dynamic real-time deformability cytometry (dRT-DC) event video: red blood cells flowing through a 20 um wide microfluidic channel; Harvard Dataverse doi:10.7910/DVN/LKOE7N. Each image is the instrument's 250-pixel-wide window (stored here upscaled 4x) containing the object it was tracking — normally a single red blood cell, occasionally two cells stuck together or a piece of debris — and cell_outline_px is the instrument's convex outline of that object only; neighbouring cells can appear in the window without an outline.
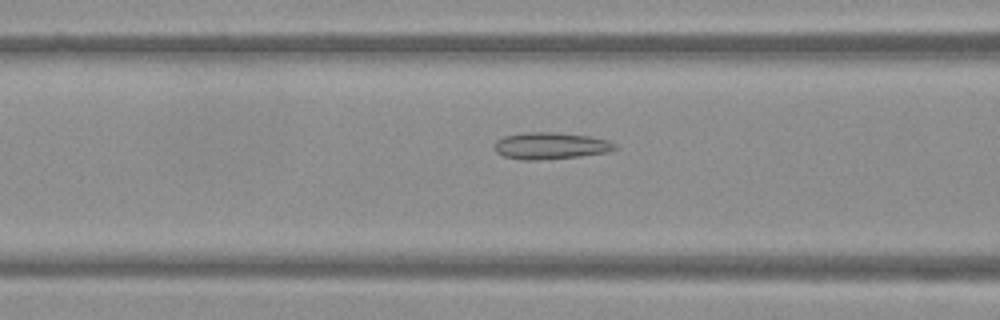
{"species": "Egyptian fruit bat (a non-hibernating species)", "species_latin": "Rousettus aegyptiacus", "temperature_condition": "warm", "stored_images_in_passage": 46, "camera_frame_rate_fps": 3000, "um_per_image_px": 0.085, "frame": {"image": 1, "passage_image": 16, "time_ms": 5.0, "image_size_px": [1000, 320], "cell_outline_px": [[620, 148], [608, 152], [580, 156], [536, 160], [524, 160], [504, 156], [496, 152], [492, 148], [496, 140], [504, 136], [524, 132], [552, 132], [588, 136], [608, 140], [616, 144]], "centroid_in_image_um": [46.79, 12.39], "position_along_channel_um": 119.8, "area_um2": 18.9}}
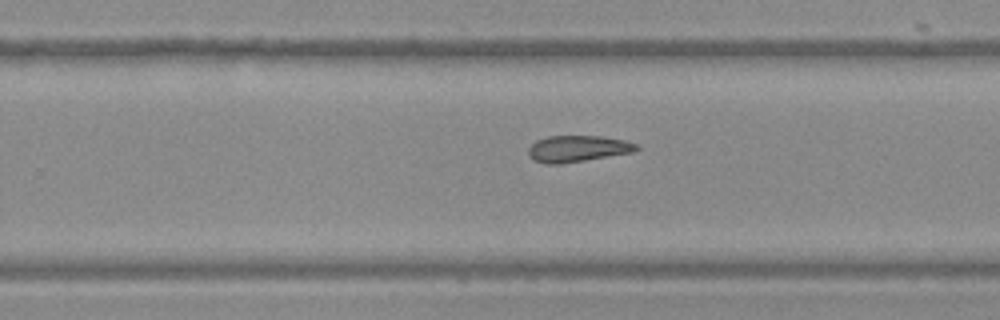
{"frame": {"image": 2, "passage_image": 28, "time_ms": 9.0, "image_size_px": [1000, 320], "cell_outline_px": [[640, 148], [632, 152], [560, 164], [548, 164], [532, 160], [528, 156], [528, 148], [536, 140], [548, 136], [600, 136], [624, 140], [636, 144]], "centroid_in_image_um": [49.04, 12.64], "position_along_channel_um": 280.8, "area_um2": 16.53}}
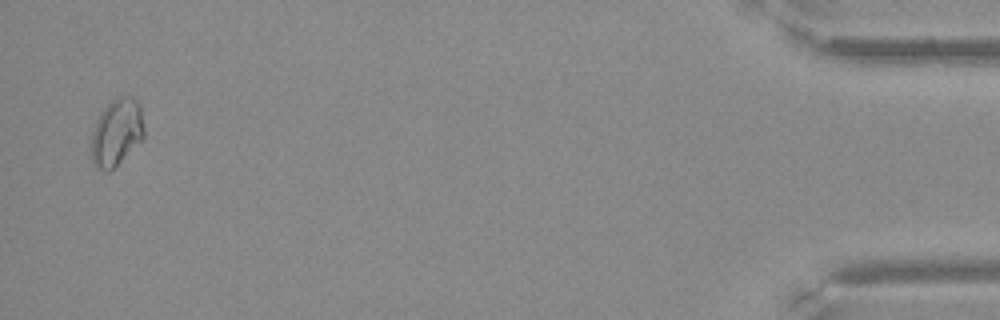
{"frame": {"image": 3, "passage_image": 45, "time_ms": 14.667, "image_size_px": [1000, 320], "cell_outline_px": [[144, 136], [108, 172], [104, 172], [96, 168], [92, 164], [88, 148], [92, 132], [96, 120], [104, 108], [116, 96], [132, 96], [140, 104], [144, 128]], "centroid_in_image_um": [9.85, 11.25], "position_along_channel_um": 425.4, "area_um2": 20.81}}